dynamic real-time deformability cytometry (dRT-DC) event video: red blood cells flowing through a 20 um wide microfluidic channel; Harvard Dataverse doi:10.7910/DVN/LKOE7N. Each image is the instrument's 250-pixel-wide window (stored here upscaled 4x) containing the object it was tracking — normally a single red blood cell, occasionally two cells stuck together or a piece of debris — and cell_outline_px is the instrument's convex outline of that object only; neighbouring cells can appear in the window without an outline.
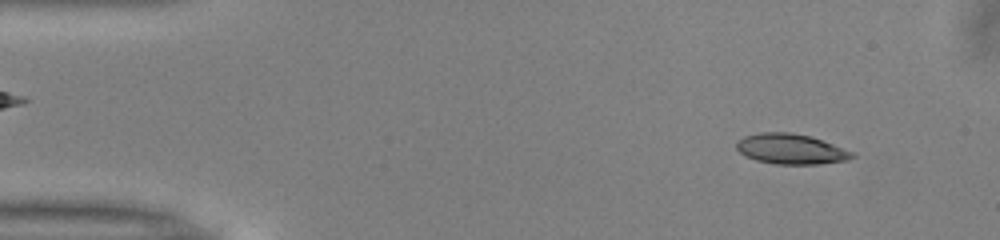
{"species": "common noctule bat (a hibernating species)", "species_latin": "Nyctalus noctula", "temperature_condition": "warm", "stored_images_in_passage": 50, "camera_frame_rate_fps": 3000, "um_per_image_px": 0.085, "animal": {"sex": "male", "body_mass_g": 13.0, "forearm_length_mm": 53.1}, "frame": {"image": 1, "passage_image": 4, "time_ms": 1.0, "image_size_px": [1000, 240], "cell_outline_px": [[856, 156], [848, 160], [820, 164], [776, 164], [756, 160], [744, 156], [736, 148], [736, 140], [744, 136], [760, 132], [792, 132], [812, 136], [856, 152]], "centroid_in_image_um": [67.25, 12.66], "position_along_channel_um": 17.7, "area_um2": 20.81}}
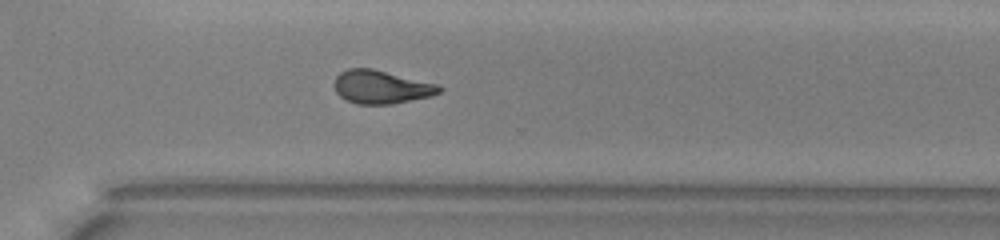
{"frame": {"image": 2, "passage_image": 35, "time_ms": 11.333, "image_size_px": [1000, 240], "cell_outline_px": [[444, 88], [440, 92], [432, 96], [392, 104], [356, 104], [340, 96], [336, 92], [332, 84], [336, 76], [340, 72], [348, 68], [372, 68], [436, 84]], "centroid_in_image_um": [32.37, 7.39], "position_along_channel_um": 338.2, "area_um2": 20.4}}
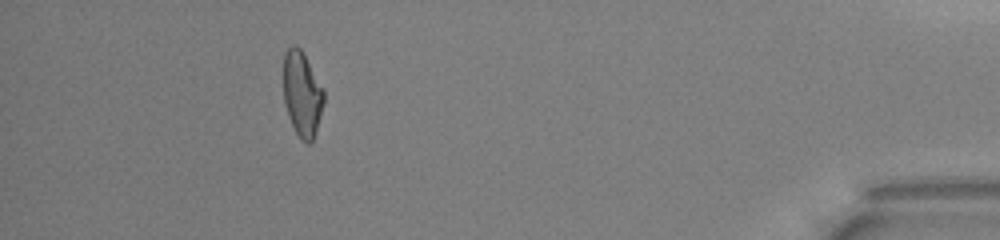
{"frame": {"image": 3, "passage_image": 45, "time_ms": 14.667, "image_size_px": [1000, 240], "cell_outline_px": [[324, 104], [316, 132], [312, 140], [308, 144], [300, 140], [288, 116], [284, 104], [284, 52], [292, 44], [296, 44], [304, 52], [324, 88]], "centroid_in_image_um": [25.69, 7.96], "position_along_channel_um": 409.5, "area_um2": 20.4}, "authors_computed_cell_mechanics": {"area_um2": 20.5479, "velocity_mm_per_s": 4.0006, "shape_relaxation_time_tau1_ms": 6.6298, "shape_relaxation_time_tau2_ms": 2.4976, "deformation_change_tau1": 0.2119, "deformation_change_tau2": 0.1117}}